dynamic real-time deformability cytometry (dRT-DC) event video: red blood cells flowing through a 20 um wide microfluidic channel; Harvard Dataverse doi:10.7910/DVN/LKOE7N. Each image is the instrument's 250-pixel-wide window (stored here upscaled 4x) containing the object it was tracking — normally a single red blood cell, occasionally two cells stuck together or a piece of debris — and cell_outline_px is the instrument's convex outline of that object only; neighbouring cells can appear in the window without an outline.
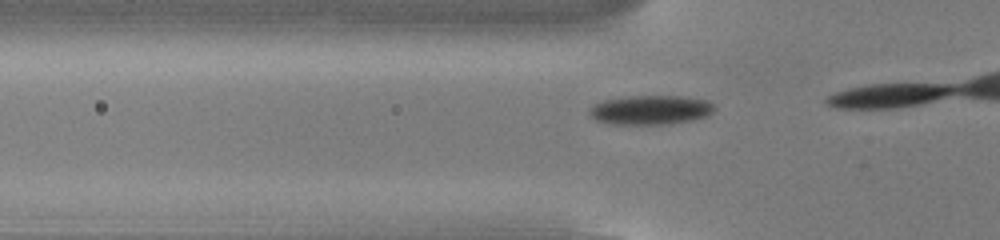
{"species": "common noctule bat (a hibernating species)", "species_latin": "Nyctalus noctula", "temperature_condition": "cold", "stored_images_in_passage": 13, "camera_frame_rate_fps": 3000, "um_per_image_px": 0.085, "animal": {"sex": "male", "body_mass_g": 13.0, "forearm_length_mm": 53.1}, "frame": {"image": 1, "passage_image": 11, "time_ms": 3.333, "image_size_px": [1000, 240], "cell_outline_px": [[716, 108], [708, 116], [692, 120], [672, 124], [608, 124], [596, 120], [588, 116], [588, 108], [604, 100], [628, 96], [684, 96], [708, 100]], "centroid_in_image_um": [55.29, 9.35], "position_along_channel_um": 70.5, "area_um2": 21.62}}